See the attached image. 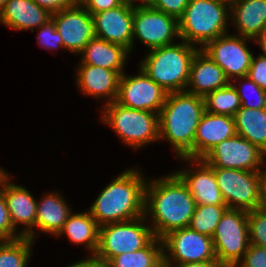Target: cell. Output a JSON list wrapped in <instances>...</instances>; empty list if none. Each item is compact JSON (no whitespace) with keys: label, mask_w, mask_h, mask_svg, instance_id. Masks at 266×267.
<instances>
[{"label":"cell","mask_w":266,"mask_h":267,"mask_svg":"<svg viewBox=\"0 0 266 267\" xmlns=\"http://www.w3.org/2000/svg\"><path fill=\"white\" fill-rule=\"evenodd\" d=\"M196 203L187 185L176 174L146 183L144 216L151 215V229L162 239L169 232L188 227Z\"/></svg>","instance_id":"1"},{"label":"cell","mask_w":266,"mask_h":267,"mask_svg":"<svg viewBox=\"0 0 266 267\" xmlns=\"http://www.w3.org/2000/svg\"><path fill=\"white\" fill-rule=\"evenodd\" d=\"M204 112L202 96L187 91L168 93L159 113V140H168L177 157L194 159L195 133Z\"/></svg>","instance_id":"2"},{"label":"cell","mask_w":266,"mask_h":267,"mask_svg":"<svg viewBox=\"0 0 266 267\" xmlns=\"http://www.w3.org/2000/svg\"><path fill=\"white\" fill-rule=\"evenodd\" d=\"M139 169H127L113 179L89 208L99 226L144 215L146 179Z\"/></svg>","instance_id":"3"},{"label":"cell","mask_w":266,"mask_h":267,"mask_svg":"<svg viewBox=\"0 0 266 267\" xmlns=\"http://www.w3.org/2000/svg\"><path fill=\"white\" fill-rule=\"evenodd\" d=\"M199 50L186 41L150 49L140 63V68L168 93L185 91L190 77V67Z\"/></svg>","instance_id":"4"},{"label":"cell","mask_w":266,"mask_h":267,"mask_svg":"<svg viewBox=\"0 0 266 267\" xmlns=\"http://www.w3.org/2000/svg\"><path fill=\"white\" fill-rule=\"evenodd\" d=\"M230 5L212 0H190L178 20L179 39L191 45H201L228 32ZM228 20V21H227Z\"/></svg>","instance_id":"5"},{"label":"cell","mask_w":266,"mask_h":267,"mask_svg":"<svg viewBox=\"0 0 266 267\" xmlns=\"http://www.w3.org/2000/svg\"><path fill=\"white\" fill-rule=\"evenodd\" d=\"M103 110L102 123L113 128L124 144L138 149L159 140V114L127 108L116 101Z\"/></svg>","instance_id":"6"},{"label":"cell","mask_w":266,"mask_h":267,"mask_svg":"<svg viewBox=\"0 0 266 267\" xmlns=\"http://www.w3.org/2000/svg\"><path fill=\"white\" fill-rule=\"evenodd\" d=\"M146 219L143 215L133 220L99 226L98 247L94 256L106 265L115 256L146 247L155 238L151 227L145 224Z\"/></svg>","instance_id":"7"},{"label":"cell","mask_w":266,"mask_h":267,"mask_svg":"<svg viewBox=\"0 0 266 267\" xmlns=\"http://www.w3.org/2000/svg\"><path fill=\"white\" fill-rule=\"evenodd\" d=\"M212 240L219 263L223 267H235L250 245L248 212L227 209L217 224Z\"/></svg>","instance_id":"8"},{"label":"cell","mask_w":266,"mask_h":267,"mask_svg":"<svg viewBox=\"0 0 266 267\" xmlns=\"http://www.w3.org/2000/svg\"><path fill=\"white\" fill-rule=\"evenodd\" d=\"M228 209L250 212L261 208L259 172L213 168Z\"/></svg>","instance_id":"9"},{"label":"cell","mask_w":266,"mask_h":267,"mask_svg":"<svg viewBox=\"0 0 266 267\" xmlns=\"http://www.w3.org/2000/svg\"><path fill=\"white\" fill-rule=\"evenodd\" d=\"M164 264L217 260L212 237L184 227L162 238ZM166 249V250H165ZM167 251L170 252L168 256Z\"/></svg>","instance_id":"10"},{"label":"cell","mask_w":266,"mask_h":267,"mask_svg":"<svg viewBox=\"0 0 266 267\" xmlns=\"http://www.w3.org/2000/svg\"><path fill=\"white\" fill-rule=\"evenodd\" d=\"M132 30L133 42L136 37L149 50L172 45L180 37L178 20L152 7L133 8Z\"/></svg>","instance_id":"11"},{"label":"cell","mask_w":266,"mask_h":267,"mask_svg":"<svg viewBox=\"0 0 266 267\" xmlns=\"http://www.w3.org/2000/svg\"><path fill=\"white\" fill-rule=\"evenodd\" d=\"M139 74L120 76L116 102L120 105L141 111L159 114L168 92L152 80L141 68Z\"/></svg>","instance_id":"12"},{"label":"cell","mask_w":266,"mask_h":267,"mask_svg":"<svg viewBox=\"0 0 266 267\" xmlns=\"http://www.w3.org/2000/svg\"><path fill=\"white\" fill-rule=\"evenodd\" d=\"M247 40L250 41L249 38L227 33L208 42L201 50L223 69L231 82L236 76L248 74L254 55L247 47Z\"/></svg>","instance_id":"13"},{"label":"cell","mask_w":266,"mask_h":267,"mask_svg":"<svg viewBox=\"0 0 266 267\" xmlns=\"http://www.w3.org/2000/svg\"><path fill=\"white\" fill-rule=\"evenodd\" d=\"M265 154L240 135L217 144L203 160L212 168H228L259 172Z\"/></svg>","instance_id":"14"},{"label":"cell","mask_w":266,"mask_h":267,"mask_svg":"<svg viewBox=\"0 0 266 267\" xmlns=\"http://www.w3.org/2000/svg\"><path fill=\"white\" fill-rule=\"evenodd\" d=\"M51 19L61 35L63 48L71 53H80L96 37L93 17L81 4L61 10L51 15Z\"/></svg>","instance_id":"15"},{"label":"cell","mask_w":266,"mask_h":267,"mask_svg":"<svg viewBox=\"0 0 266 267\" xmlns=\"http://www.w3.org/2000/svg\"><path fill=\"white\" fill-rule=\"evenodd\" d=\"M96 37L133 49V8L124 2L116 8L92 14Z\"/></svg>","instance_id":"16"},{"label":"cell","mask_w":266,"mask_h":267,"mask_svg":"<svg viewBox=\"0 0 266 267\" xmlns=\"http://www.w3.org/2000/svg\"><path fill=\"white\" fill-rule=\"evenodd\" d=\"M196 165L195 170L184 169L175 173L187 185L196 205H226L218 187L214 169L203 159H190L181 157Z\"/></svg>","instance_id":"17"},{"label":"cell","mask_w":266,"mask_h":267,"mask_svg":"<svg viewBox=\"0 0 266 267\" xmlns=\"http://www.w3.org/2000/svg\"><path fill=\"white\" fill-rule=\"evenodd\" d=\"M11 177L2 186L4 198L6 200L10 219L13 228L17 230V226L21 223L24 230L19 231L23 237H28L35 241V222L37 200L23 186L11 183Z\"/></svg>","instance_id":"18"},{"label":"cell","mask_w":266,"mask_h":267,"mask_svg":"<svg viewBox=\"0 0 266 267\" xmlns=\"http://www.w3.org/2000/svg\"><path fill=\"white\" fill-rule=\"evenodd\" d=\"M236 134L234 117L205 111L195 133L194 159H203L217 144Z\"/></svg>","instance_id":"19"},{"label":"cell","mask_w":266,"mask_h":267,"mask_svg":"<svg viewBox=\"0 0 266 267\" xmlns=\"http://www.w3.org/2000/svg\"><path fill=\"white\" fill-rule=\"evenodd\" d=\"M77 70L76 83L81 92L101 100L107 97L105 105L116 101L121 76L116 70L88 64H79Z\"/></svg>","instance_id":"20"},{"label":"cell","mask_w":266,"mask_h":267,"mask_svg":"<svg viewBox=\"0 0 266 267\" xmlns=\"http://www.w3.org/2000/svg\"><path fill=\"white\" fill-rule=\"evenodd\" d=\"M229 83L223 69L199 49L193 57L185 91L204 97L207 93L224 88Z\"/></svg>","instance_id":"21"},{"label":"cell","mask_w":266,"mask_h":267,"mask_svg":"<svg viewBox=\"0 0 266 267\" xmlns=\"http://www.w3.org/2000/svg\"><path fill=\"white\" fill-rule=\"evenodd\" d=\"M230 11L236 35L253 41L266 25V0H234Z\"/></svg>","instance_id":"22"},{"label":"cell","mask_w":266,"mask_h":267,"mask_svg":"<svg viewBox=\"0 0 266 267\" xmlns=\"http://www.w3.org/2000/svg\"><path fill=\"white\" fill-rule=\"evenodd\" d=\"M51 15L33 0H9L0 14V22L15 30H31L46 24Z\"/></svg>","instance_id":"23"},{"label":"cell","mask_w":266,"mask_h":267,"mask_svg":"<svg viewBox=\"0 0 266 267\" xmlns=\"http://www.w3.org/2000/svg\"><path fill=\"white\" fill-rule=\"evenodd\" d=\"M79 54H82V61L79 64H88L109 70H116L122 75L130 51L122 45L94 37L85 45Z\"/></svg>","instance_id":"24"},{"label":"cell","mask_w":266,"mask_h":267,"mask_svg":"<svg viewBox=\"0 0 266 267\" xmlns=\"http://www.w3.org/2000/svg\"><path fill=\"white\" fill-rule=\"evenodd\" d=\"M58 192L48 193L40 202L37 201L35 227L43 232L57 236L62 230L68 216L72 213L70 206Z\"/></svg>","instance_id":"25"},{"label":"cell","mask_w":266,"mask_h":267,"mask_svg":"<svg viewBox=\"0 0 266 267\" xmlns=\"http://www.w3.org/2000/svg\"><path fill=\"white\" fill-rule=\"evenodd\" d=\"M65 234L74 244L83 245L94 256L98 247L99 225L90 212L71 213L56 237Z\"/></svg>","instance_id":"26"},{"label":"cell","mask_w":266,"mask_h":267,"mask_svg":"<svg viewBox=\"0 0 266 267\" xmlns=\"http://www.w3.org/2000/svg\"><path fill=\"white\" fill-rule=\"evenodd\" d=\"M237 135L257 146L266 156V108L241 107L234 115Z\"/></svg>","instance_id":"27"},{"label":"cell","mask_w":266,"mask_h":267,"mask_svg":"<svg viewBox=\"0 0 266 267\" xmlns=\"http://www.w3.org/2000/svg\"><path fill=\"white\" fill-rule=\"evenodd\" d=\"M162 239L155 237L146 247L113 257L106 267H164Z\"/></svg>","instance_id":"28"},{"label":"cell","mask_w":266,"mask_h":267,"mask_svg":"<svg viewBox=\"0 0 266 267\" xmlns=\"http://www.w3.org/2000/svg\"><path fill=\"white\" fill-rule=\"evenodd\" d=\"M203 98L205 111L212 114L234 117L241 108L239 95L231 83L224 88L207 93Z\"/></svg>","instance_id":"29"},{"label":"cell","mask_w":266,"mask_h":267,"mask_svg":"<svg viewBox=\"0 0 266 267\" xmlns=\"http://www.w3.org/2000/svg\"><path fill=\"white\" fill-rule=\"evenodd\" d=\"M32 243L28 237L3 241L0 245V267H27Z\"/></svg>","instance_id":"30"},{"label":"cell","mask_w":266,"mask_h":267,"mask_svg":"<svg viewBox=\"0 0 266 267\" xmlns=\"http://www.w3.org/2000/svg\"><path fill=\"white\" fill-rule=\"evenodd\" d=\"M227 205H196L189 228L212 237Z\"/></svg>","instance_id":"31"},{"label":"cell","mask_w":266,"mask_h":267,"mask_svg":"<svg viewBox=\"0 0 266 267\" xmlns=\"http://www.w3.org/2000/svg\"><path fill=\"white\" fill-rule=\"evenodd\" d=\"M243 80L246 83H242L240 88L233 84V81L230 83L235 87L241 102V107L249 108V109H263L266 108V92H264L259 85L253 82L249 77L243 76L239 78H235L233 80ZM248 83V84H247ZM247 91H252L255 95L256 102L253 103L251 100H248ZM253 94V95H254ZM250 96V95H249ZM253 99V98H252ZM254 101V100H253Z\"/></svg>","instance_id":"32"},{"label":"cell","mask_w":266,"mask_h":267,"mask_svg":"<svg viewBox=\"0 0 266 267\" xmlns=\"http://www.w3.org/2000/svg\"><path fill=\"white\" fill-rule=\"evenodd\" d=\"M250 244L266 248V210L259 208L248 212Z\"/></svg>","instance_id":"33"},{"label":"cell","mask_w":266,"mask_h":267,"mask_svg":"<svg viewBox=\"0 0 266 267\" xmlns=\"http://www.w3.org/2000/svg\"><path fill=\"white\" fill-rule=\"evenodd\" d=\"M38 31V43L47 50L63 48V40L56 29L52 19L40 26Z\"/></svg>","instance_id":"34"},{"label":"cell","mask_w":266,"mask_h":267,"mask_svg":"<svg viewBox=\"0 0 266 267\" xmlns=\"http://www.w3.org/2000/svg\"><path fill=\"white\" fill-rule=\"evenodd\" d=\"M20 233H16L13 228L6 200L2 188L0 189V238L4 241L15 240L21 238Z\"/></svg>","instance_id":"35"},{"label":"cell","mask_w":266,"mask_h":267,"mask_svg":"<svg viewBox=\"0 0 266 267\" xmlns=\"http://www.w3.org/2000/svg\"><path fill=\"white\" fill-rule=\"evenodd\" d=\"M266 267V248L250 244L235 267Z\"/></svg>","instance_id":"36"},{"label":"cell","mask_w":266,"mask_h":267,"mask_svg":"<svg viewBox=\"0 0 266 267\" xmlns=\"http://www.w3.org/2000/svg\"><path fill=\"white\" fill-rule=\"evenodd\" d=\"M190 0H153L152 8L179 20Z\"/></svg>","instance_id":"37"},{"label":"cell","mask_w":266,"mask_h":267,"mask_svg":"<svg viewBox=\"0 0 266 267\" xmlns=\"http://www.w3.org/2000/svg\"><path fill=\"white\" fill-rule=\"evenodd\" d=\"M247 77L261 87L266 92V56H253Z\"/></svg>","instance_id":"38"},{"label":"cell","mask_w":266,"mask_h":267,"mask_svg":"<svg viewBox=\"0 0 266 267\" xmlns=\"http://www.w3.org/2000/svg\"><path fill=\"white\" fill-rule=\"evenodd\" d=\"M123 0H83L81 5L92 15L118 7Z\"/></svg>","instance_id":"39"},{"label":"cell","mask_w":266,"mask_h":267,"mask_svg":"<svg viewBox=\"0 0 266 267\" xmlns=\"http://www.w3.org/2000/svg\"><path fill=\"white\" fill-rule=\"evenodd\" d=\"M39 7L44 8L50 15L57 14L63 9L75 5L72 0H33Z\"/></svg>","instance_id":"40"},{"label":"cell","mask_w":266,"mask_h":267,"mask_svg":"<svg viewBox=\"0 0 266 267\" xmlns=\"http://www.w3.org/2000/svg\"><path fill=\"white\" fill-rule=\"evenodd\" d=\"M164 267H223L218 260L190 262L181 264H164Z\"/></svg>","instance_id":"41"},{"label":"cell","mask_w":266,"mask_h":267,"mask_svg":"<svg viewBox=\"0 0 266 267\" xmlns=\"http://www.w3.org/2000/svg\"><path fill=\"white\" fill-rule=\"evenodd\" d=\"M68 267H106V265L97 257L91 256L84 260H79L77 263L68 265Z\"/></svg>","instance_id":"42"},{"label":"cell","mask_w":266,"mask_h":267,"mask_svg":"<svg viewBox=\"0 0 266 267\" xmlns=\"http://www.w3.org/2000/svg\"><path fill=\"white\" fill-rule=\"evenodd\" d=\"M260 190H261V208L266 205V169L259 171Z\"/></svg>","instance_id":"43"},{"label":"cell","mask_w":266,"mask_h":267,"mask_svg":"<svg viewBox=\"0 0 266 267\" xmlns=\"http://www.w3.org/2000/svg\"><path fill=\"white\" fill-rule=\"evenodd\" d=\"M254 41L260 45V49L263 52L261 55L266 56V25L263 27L260 34L254 39Z\"/></svg>","instance_id":"44"},{"label":"cell","mask_w":266,"mask_h":267,"mask_svg":"<svg viewBox=\"0 0 266 267\" xmlns=\"http://www.w3.org/2000/svg\"><path fill=\"white\" fill-rule=\"evenodd\" d=\"M123 2L132 8L151 7L153 4V0H139L140 3L137 4H135V0H123Z\"/></svg>","instance_id":"45"},{"label":"cell","mask_w":266,"mask_h":267,"mask_svg":"<svg viewBox=\"0 0 266 267\" xmlns=\"http://www.w3.org/2000/svg\"><path fill=\"white\" fill-rule=\"evenodd\" d=\"M10 178L9 173H5V171L0 168V188L6 183V181Z\"/></svg>","instance_id":"46"},{"label":"cell","mask_w":266,"mask_h":267,"mask_svg":"<svg viewBox=\"0 0 266 267\" xmlns=\"http://www.w3.org/2000/svg\"><path fill=\"white\" fill-rule=\"evenodd\" d=\"M8 2L9 0H0V14L5 9V6L7 5Z\"/></svg>","instance_id":"47"},{"label":"cell","mask_w":266,"mask_h":267,"mask_svg":"<svg viewBox=\"0 0 266 267\" xmlns=\"http://www.w3.org/2000/svg\"><path fill=\"white\" fill-rule=\"evenodd\" d=\"M212 1H216V2H219V3H222V4L231 5V3H232L234 0H212Z\"/></svg>","instance_id":"48"},{"label":"cell","mask_w":266,"mask_h":267,"mask_svg":"<svg viewBox=\"0 0 266 267\" xmlns=\"http://www.w3.org/2000/svg\"><path fill=\"white\" fill-rule=\"evenodd\" d=\"M75 4H81L83 0H72Z\"/></svg>","instance_id":"49"}]
</instances>
